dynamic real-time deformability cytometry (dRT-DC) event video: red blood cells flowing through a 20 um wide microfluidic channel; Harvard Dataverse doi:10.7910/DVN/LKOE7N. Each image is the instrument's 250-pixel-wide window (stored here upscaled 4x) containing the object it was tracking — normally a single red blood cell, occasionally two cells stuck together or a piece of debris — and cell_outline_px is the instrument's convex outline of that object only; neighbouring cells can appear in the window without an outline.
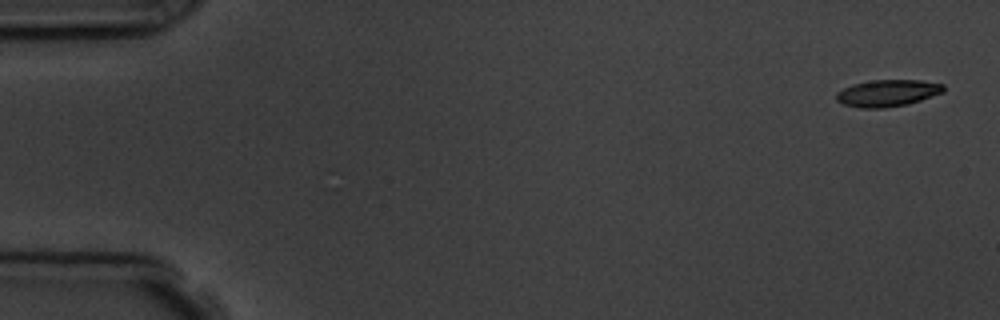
{"species": "common noctule bat (a hibernating species)", "species_latin": "Nyctalus noctula", "temperature_condition": "room temperature", "stored_images_in_passage": 3, "camera_frame_rate_fps": 3000, "um_per_image_px": 0.085, "animal": {"sex": "male", "body_mass_g": 19.5, "forearm_length_mm": 54.6}, "frame": {"image": 1, "passage_image": 1, "time_ms": 0.0, "image_size_px": [1000, 320], "cell_outline_px": [[944, 92], [908, 104], [884, 108], [860, 108], [844, 104], [836, 100], [836, 92], [852, 84], [872, 80], [920, 80], [944, 84]], "centroid_in_image_um": [75.43, 7.91], "position_along_channel_um": 9.6, "area_um2": 16.76}}